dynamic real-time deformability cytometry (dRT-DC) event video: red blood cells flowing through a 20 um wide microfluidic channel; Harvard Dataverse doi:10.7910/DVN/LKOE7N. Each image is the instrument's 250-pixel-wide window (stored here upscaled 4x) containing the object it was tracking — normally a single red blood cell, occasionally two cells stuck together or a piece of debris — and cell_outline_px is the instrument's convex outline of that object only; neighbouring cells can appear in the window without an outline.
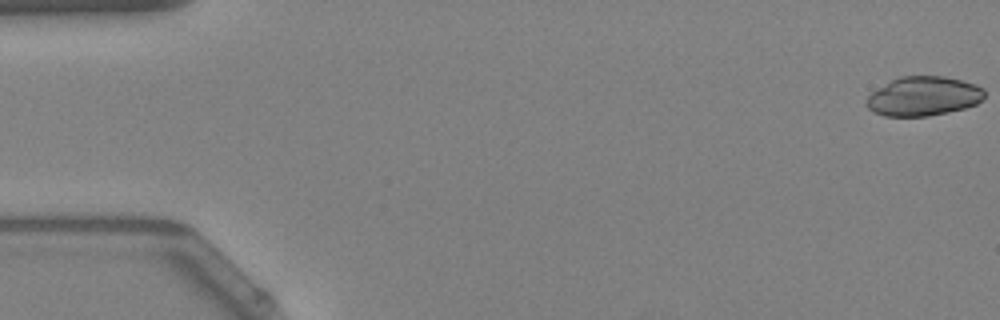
{"species": "Egyptian fruit bat (a non-hibernating species)", "species_latin": "Rousettus aegyptiacus", "temperature_condition": "warm", "stored_images_in_passage": 53, "camera_frame_rate_fps": 3000, "um_per_image_px": 0.085, "animal": {"sex": "female"}, "frame": {"image": 1, "passage_image": 1, "time_ms": 0.0, "image_size_px": [1000, 320], "cell_outline_px": [[984, 96], [976, 104], [964, 108], [948, 112], [928, 116], [884, 116], [872, 112], [868, 108], [864, 100], [872, 92], [892, 80], [900, 76], [944, 76], [976, 84], [984, 88]], "centroid_in_image_um": [78.47, 8.18], "position_along_channel_um": 6.5, "area_um2": 26.99}}
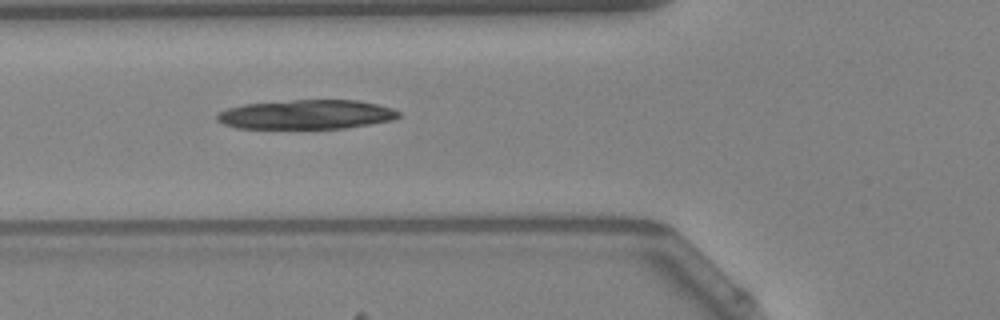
{"frame": {"image": 2, "passage_image": 20, "time_ms": 6.333, "image_size_px": [1000, 320], "cell_outline_px": [[400, 116], [392, 120], [344, 128], [236, 128], [224, 124], [216, 120], [216, 116], [220, 112], [228, 108], [244, 104], [292, 100], [360, 100], [392, 108], [400, 112]], "centroid_in_image_um": [26.04, 9.73], "position_along_channel_um": 99.8, "area_um2": 30.87}}
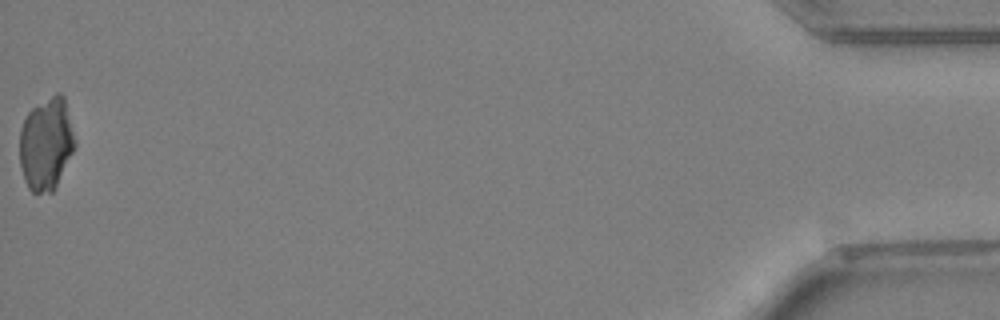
{"frame": {"image": 3, "passage_image": 53, "time_ms": 17.333, "image_size_px": [1000, 320], "cell_outline_px": [[76, 148], [52, 192], [32, 192], [28, 188], [24, 180], [20, 164], [20, 128], [28, 112], [32, 108], [56, 92], [60, 92], [64, 96], [76, 140]], "centroid_in_image_um": [3.94, 12.21], "position_along_channel_um": 431.3, "area_um2": 29.94}}